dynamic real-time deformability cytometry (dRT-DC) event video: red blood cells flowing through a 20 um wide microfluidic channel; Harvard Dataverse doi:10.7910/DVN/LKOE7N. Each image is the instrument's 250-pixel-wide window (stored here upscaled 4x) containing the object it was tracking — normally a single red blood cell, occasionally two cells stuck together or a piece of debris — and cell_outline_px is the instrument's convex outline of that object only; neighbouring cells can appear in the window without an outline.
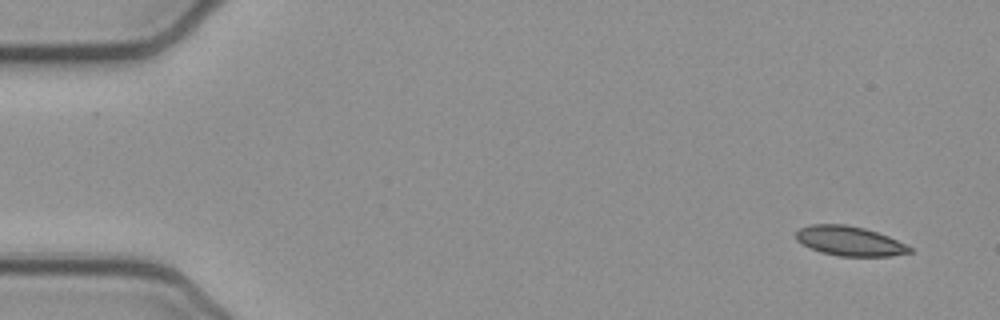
{"species": "common noctule bat (a hibernating species)", "species_latin": "Nyctalus noctula", "temperature_condition": "cold", "stored_images_in_passage": 51, "camera_frame_rate_fps": 3000, "um_per_image_px": 0.085, "animal": {"sex": "female", "body_mass_g": 21.9}, "frame": {"image": 1, "passage_image": 1, "time_ms": 0.0, "image_size_px": [1000, 320], "cell_outline_px": [[912, 252], [888, 256], [840, 256], [820, 252], [796, 240], [796, 232], [800, 228], [812, 224], [844, 224], [864, 228], [888, 236], [912, 248]], "centroid_in_image_um": [72.2, 20.48], "position_along_channel_um": 12.8, "area_um2": 19.31}}
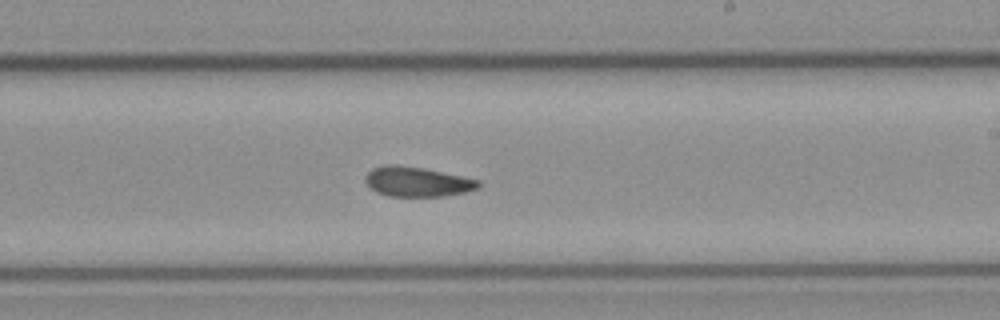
{"frame": {"image": 2, "passage_image": 29, "time_ms": 9.333, "image_size_px": [1000, 320], "cell_outline_px": [[480, 188], [464, 192], [444, 196], [388, 196], [376, 192], [364, 180], [364, 176], [372, 168], [384, 164], [396, 164], [424, 168], [480, 180]], "centroid_in_image_um": [35.44, 15.43], "position_along_channel_um": 253.6, "area_um2": 19.71}}
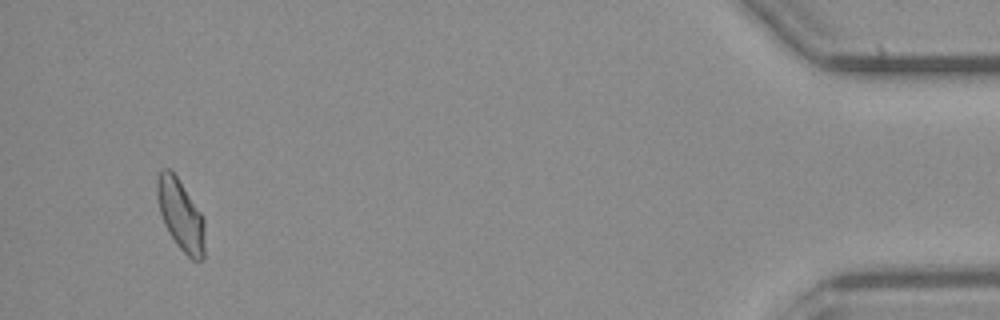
{"frame": {"image": 3, "passage_image": 48, "time_ms": 15.667, "image_size_px": [1000, 320], "cell_outline_px": [[204, 260], [196, 264], [176, 244], [168, 232], [164, 224], [160, 212], [156, 196], [156, 180], [160, 172], [164, 168], [168, 168], [176, 176], [200, 212], [204, 220]], "centroid_in_image_um": [15.35, 18.33], "position_along_channel_um": 419.8, "area_um2": 19.71}, "authors_computed_cell_mechanics": {"area_um2": 19.8832, "velocity_mm_per_s": 3.8904, "shape_relaxation_time_tau1_ms": null, "shape_relaxation_time_tau2_ms": 4.806, "deformation_change_tau1": null, "deformation_change_tau2": 0.1008}}